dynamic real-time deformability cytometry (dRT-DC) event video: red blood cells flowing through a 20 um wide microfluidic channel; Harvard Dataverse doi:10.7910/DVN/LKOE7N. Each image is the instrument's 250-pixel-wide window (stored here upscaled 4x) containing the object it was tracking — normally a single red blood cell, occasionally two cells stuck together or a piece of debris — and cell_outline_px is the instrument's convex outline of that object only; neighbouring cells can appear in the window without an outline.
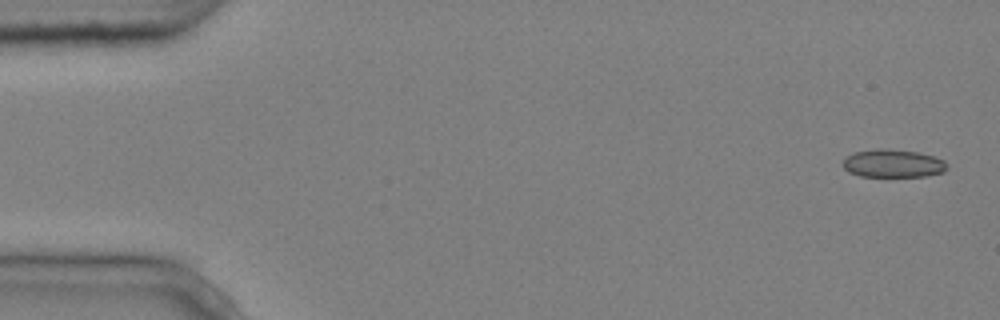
{"species": "common noctule bat (a hibernating species)", "species_latin": "Nyctalus noctula", "temperature_condition": "cold", "stored_images_in_passage": 4, "camera_frame_rate_fps": 3000, "um_per_image_px": 0.085, "animal": {"sex": "male", "body_mass_g": 20.4}, "frame": {"image": 1, "passage_image": 4, "time_ms": 1.0, "image_size_px": [1000, 320], "cell_outline_px": [[948, 168], [944, 172], [924, 176], [860, 176], [848, 172], [840, 164], [848, 156], [856, 152], [876, 148], [880, 148], [920, 152], [944, 160], [948, 164]], "centroid_in_image_um": [75.91, 13.89], "position_along_channel_um": 9.1, "area_um2": 17.05}}